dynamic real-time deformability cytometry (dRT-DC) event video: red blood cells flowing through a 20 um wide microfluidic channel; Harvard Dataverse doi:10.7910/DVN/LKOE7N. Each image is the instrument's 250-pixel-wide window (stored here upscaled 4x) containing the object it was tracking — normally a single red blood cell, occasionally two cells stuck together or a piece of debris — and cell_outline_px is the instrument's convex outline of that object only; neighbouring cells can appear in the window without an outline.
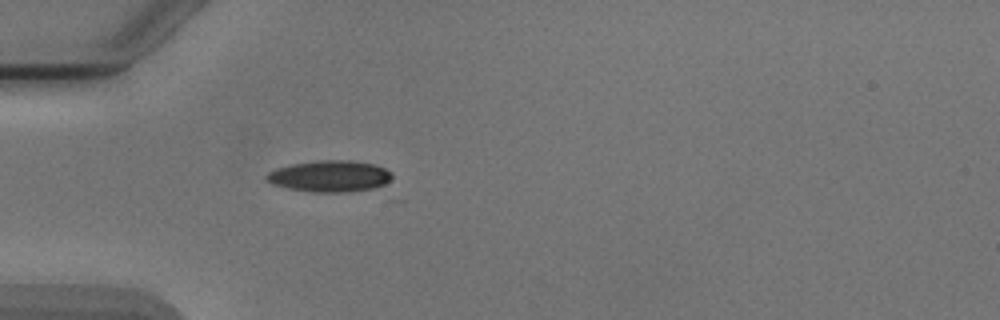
{"species": "Egyptian fruit bat (a non-hibernating species)", "species_latin": "Rousettus aegyptiacus", "temperature_condition": "cold", "stored_images_in_passage": 4, "camera_frame_rate_fps": 3000, "um_per_image_px": 0.085, "animal": {"sex": "male"}, "frame": {"image": 1, "passage_image": 4, "time_ms": 4.333, "image_size_px": [1000, 320], "cell_outline_px": [[392, 176], [384, 184], [372, 188], [348, 192], [312, 192], [288, 188], [272, 184], [264, 176], [268, 172], [276, 168], [292, 164], [320, 160], [352, 160], [376, 164], [392, 172]], "centroid_in_image_um": [28.02, 14.96], "position_along_channel_um": 57.0, "area_um2": 22.95}}